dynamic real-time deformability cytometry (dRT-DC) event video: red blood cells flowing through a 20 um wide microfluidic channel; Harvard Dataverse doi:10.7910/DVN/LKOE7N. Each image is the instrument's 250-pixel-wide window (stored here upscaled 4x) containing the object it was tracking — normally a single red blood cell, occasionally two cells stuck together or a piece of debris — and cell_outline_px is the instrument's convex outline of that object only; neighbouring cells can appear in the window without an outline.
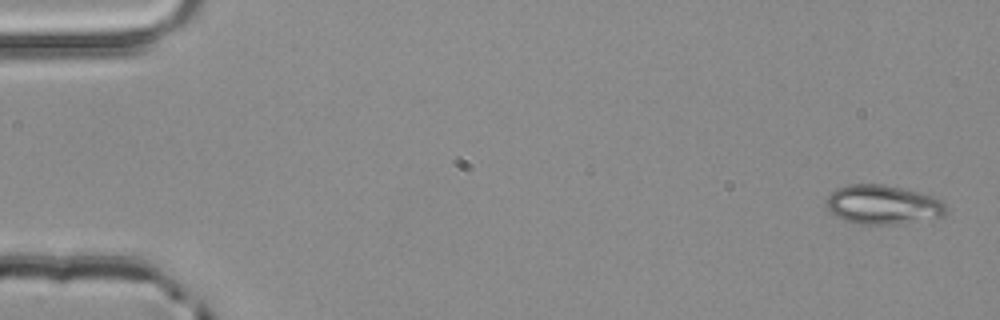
{"species": "common noctule bat (a hibernating species)", "species_latin": "Nyctalus noctula", "temperature_condition": "room temperature", "stored_images_in_passage": 4, "camera_frame_rate_fps": 3000, "um_per_image_px": 0.085, "animal": {"sex": "male", "body_mass_g": 20.4}, "frame": {"image": 1, "passage_image": 1, "time_ms": 0.0, "image_size_px": [1000, 320], "cell_outline_px": [[948, 208], [944, 216], [904, 224], [856, 224], [844, 220], [828, 212], [824, 204], [824, 200], [836, 188], [848, 184], [884, 184], [932, 196], [940, 200]], "centroid_in_image_um": [74.99, 17.41], "position_along_channel_um": 10.0, "area_um2": 27.69}}